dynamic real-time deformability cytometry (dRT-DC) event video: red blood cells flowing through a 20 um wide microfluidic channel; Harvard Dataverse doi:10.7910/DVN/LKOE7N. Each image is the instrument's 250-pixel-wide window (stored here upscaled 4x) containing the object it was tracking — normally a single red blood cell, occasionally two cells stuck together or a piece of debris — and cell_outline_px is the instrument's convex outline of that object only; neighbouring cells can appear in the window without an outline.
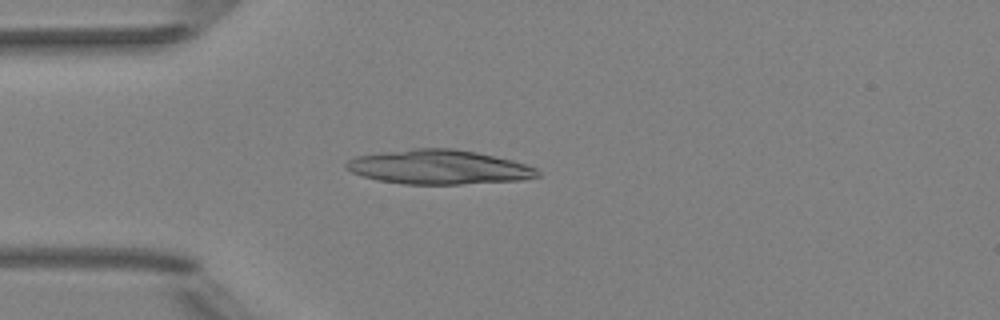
{"species": "Egyptian fruit bat (a non-hibernating species)", "species_latin": "Rousettus aegyptiacus", "temperature_condition": "room temperature", "stored_images_in_passage": 4, "camera_frame_rate_fps": 3000, "um_per_image_px": 0.085, "animal": {"sex": "female"}, "frame": {"image": 1, "passage_image": 3, "time_ms": 0.667, "image_size_px": [1000, 320], "cell_outline_px": [[540, 176], [520, 180], [460, 184], [404, 184], [376, 180], [352, 172], [344, 168], [344, 164], [348, 160], [356, 156], [412, 148], [452, 148], [476, 152], [512, 160], [536, 168], [540, 172]], "centroid_in_image_um": [37.28, 14.2], "position_along_channel_um": 47.7, "area_um2": 38.21}}